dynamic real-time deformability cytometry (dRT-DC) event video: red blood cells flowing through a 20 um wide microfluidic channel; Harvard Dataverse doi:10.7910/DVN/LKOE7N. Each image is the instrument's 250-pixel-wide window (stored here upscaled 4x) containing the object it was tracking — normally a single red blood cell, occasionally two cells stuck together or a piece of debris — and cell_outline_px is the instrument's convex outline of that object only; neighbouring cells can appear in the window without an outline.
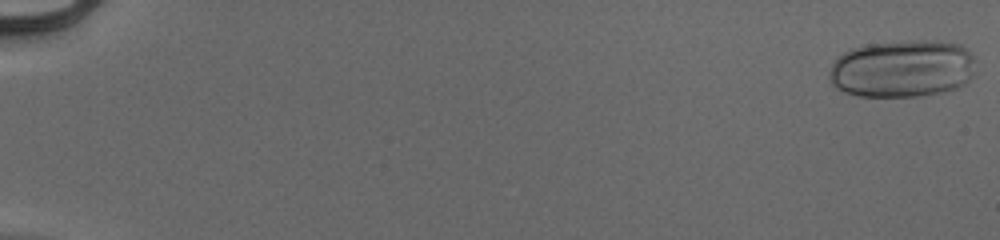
{"species": "human", "species_latin": "Homo sapiens", "temperature_condition": "cold", "stored_images_in_passage": 54, "camera_frame_rate_fps": 3000, "um_per_image_px": 0.085, "donor": {"sex": "male"}, "frame": {"image": 1, "passage_image": 1, "time_ms": 0.0, "image_size_px": [1000, 240], "cell_outline_px": [[972, 76], [964, 84], [956, 88], [924, 96], [860, 96], [844, 92], [836, 88], [832, 84], [828, 76], [832, 64], [836, 56], [852, 48], [868, 44], [908, 40], [936, 40], [960, 44], [972, 56]], "centroid_in_image_um": [76.65, 5.83], "position_along_channel_um": 8.4, "area_um2": 49.19}}
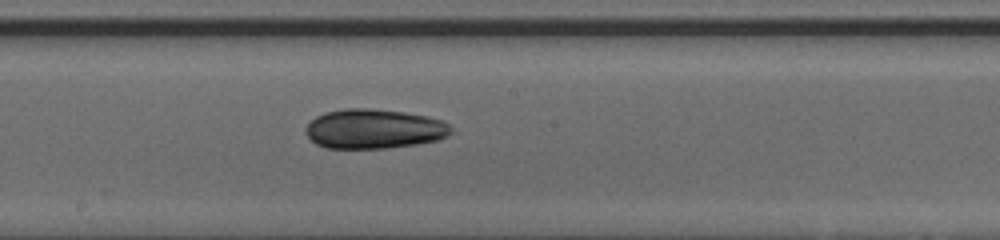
{"frame": {"image": 2, "passage_image": 32, "time_ms": 10.333, "image_size_px": [1000, 240], "cell_outline_px": [[456, 132], [440, 140], [416, 144], [388, 148], [328, 148], [316, 144], [304, 132], [304, 128], [316, 116], [324, 112], [344, 108], [368, 108], [404, 112], [428, 116], [440, 120], [448, 124]], "centroid_in_image_um": [31.82, 10.95], "position_along_channel_um": 216.4, "area_um2": 33.81}}
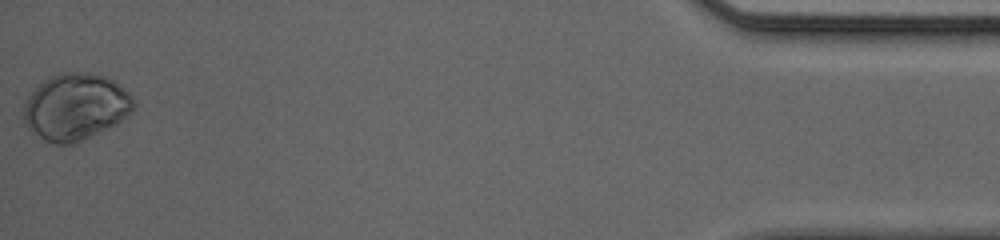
{"frame": {"image": 3, "passage_image": 54, "time_ms": 17.667, "image_size_px": [1000, 240], "cell_outline_px": [[136, 104], [116, 124], [76, 144], [64, 148], [44, 140], [32, 132], [24, 124], [24, 104], [28, 96], [44, 80], [60, 72], [88, 72], [104, 76], [120, 84], [132, 96]], "centroid_in_image_um": [6.4, 9.11], "position_along_channel_um": 428.8, "area_um2": 42.95}, "authors_computed_cell_mechanics": {"area_um2": 35.3447, "velocity_mm_per_s": 3.9535, "shape_relaxation_time_tau1_ms": 3.1884, "shape_relaxation_time_tau2_ms": null, "deformation_change_tau1": 0.08, "deformation_change_tau2": null}}